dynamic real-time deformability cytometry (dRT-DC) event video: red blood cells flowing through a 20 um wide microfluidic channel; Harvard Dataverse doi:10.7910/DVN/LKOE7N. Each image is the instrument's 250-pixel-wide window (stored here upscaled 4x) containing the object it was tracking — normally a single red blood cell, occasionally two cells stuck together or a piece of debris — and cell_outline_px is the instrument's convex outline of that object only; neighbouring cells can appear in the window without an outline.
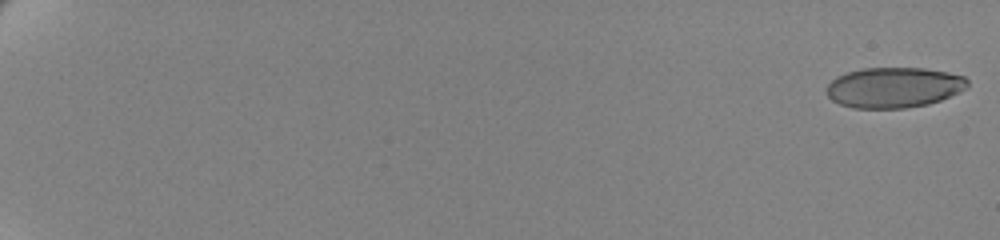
{"species": "human", "species_latin": "Homo sapiens", "temperature_condition": "cold", "stored_images_in_passage": 62, "camera_frame_rate_fps": 3000, "um_per_image_px": 0.085, "donor": {"sex": "female"}, "frame": {"image": 1, "passage_image": 1, "time_ms": 0.0, "image_size_px": [1000, 240], "cell_outline_px": [[968, 88], [960, 92], [940, 100], [928, 104], [904, 108], [852, 108], [840, 104], [832, 100], [828, 96], [828, 84], [836, 76], [848, 72], [864, 68], [924, 68], [948, 72], [964, 76], [968, 80]], "centroid_in_image_um": [76.01, 7.43], "position_along_channel_um": 9.0, "area_um2": 33.23}}
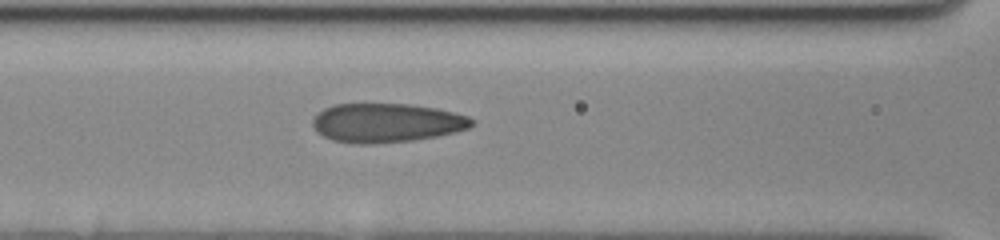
{"frame": {"image": 2, "passage_image": 31, "time_ms": 10.0, "image_size_px": [1000, 240], "cell_outline_px": [[476, 124], [468, 128], [436, 136], [412, 140], [372, 144], [356, 144], [332, 140], [316, 132], [312, 124], [312, 120], [324, 108], [332, 104], [408, 104], [436, 108], [468, 116]], "centroid_in_image_um": [32.82, 10.44], "position_along_channel_um": 133.8, "area_um2": 36.07}}
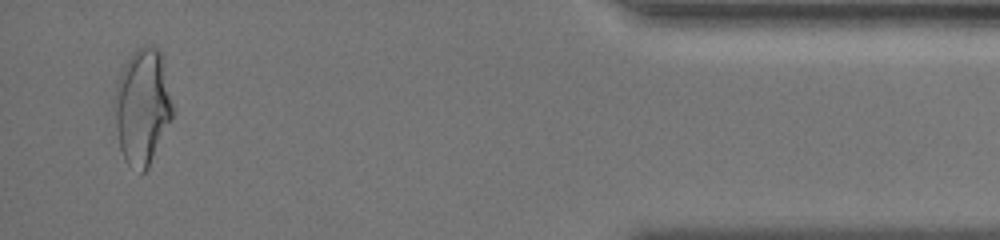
{"frame": {"image": 3, "passage_image": 60, "time_ms": 19.667, "image_size_px": [1000, 240], "cell_outline_px": [[172, 116], [148, 168], [144, 172], [140, 172], [128, 164], [124, 160], [120, 148], [116, 128], [112, 104], [116, 84], [120, 72], [124, 64], [132, 52], [136, 48], [148, 44], [160, 48], [172, 104]], "centroid_in_image_um": [12.06, 9.03], "position_along_channel_um": 423.1, "area_um2": 39.25}, "authors_computed_cell_mechanics": {"area_um2": 35.3447, "velocity_mm_per_s": 3.4917, "shape_relaxation_time_tau1_ms": 4.9739, "shape_relaxation_time_tau2_ms": 1.0751, "deformation_change_tau1": 0.1563, "deformation_change_tau2": 0.0666}}